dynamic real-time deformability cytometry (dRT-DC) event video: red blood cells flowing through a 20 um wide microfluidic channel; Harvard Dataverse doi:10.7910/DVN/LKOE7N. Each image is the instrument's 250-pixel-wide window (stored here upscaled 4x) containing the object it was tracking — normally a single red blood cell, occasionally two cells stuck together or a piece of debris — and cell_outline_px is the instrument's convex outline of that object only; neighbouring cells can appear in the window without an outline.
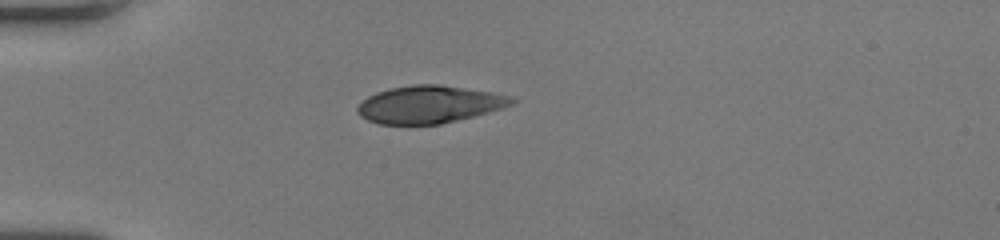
{"species": "human", "species_latin": "Homo sapiens", "temperature_condition": "room temperature", "stored_images_in_passage": 37, "camera_frame_rate_fps": 3000, "um_per_image_px": 0.085, "donor": {"sex": "female"}, "frame": {"image": 1, "passage_image": 1, "time_ms": 0.0, "image_size_px": [1000, 240], "cell_outline_px": [[516, 100], [512, 104], [504, 108], [440, 124], [380, 124], [368, 120], [360, 116], [356, 112], [356, 108], [368, 96], [376, 92], [388, 88], [412, 84], [440, 84], [492, 92], [512, 96]], "centroid_in_image_um": [36.48, 8.86], "position_along_channel_um": 48.5, "area_um2": 33.7}}
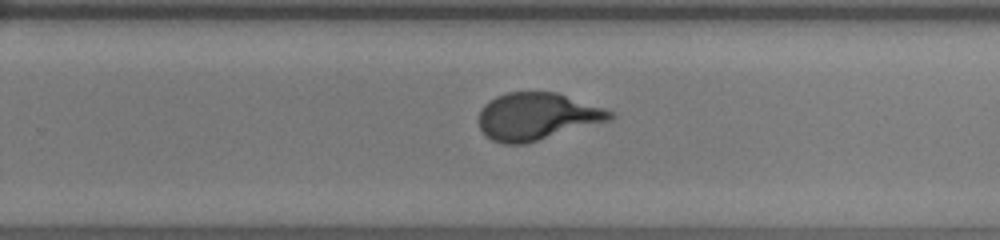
{"frame": {"image": 2, "passage_image": 20, "time_ms": 6.333, "image_size_px": [1000, 240], "cell_outline_px": [[616, 116], [612, 120], [524, 144], [504, 144], [492, 140], [480, 128], [480, 108], [488, 100], [496, 96], [508, 92], [556, 92], [616, 112]], "centroid_in_image_um": [45.67, 9.89], "position_along_channel_um": 284.1, "area_um2": 36.13}}
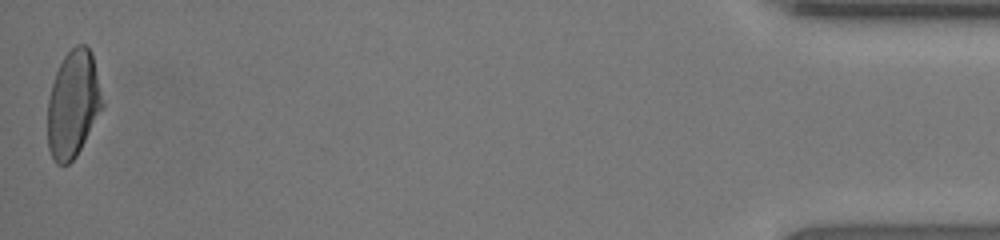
{"frame": {"image": 3, "passage_image": 37, "time_ms": 12.0, "image_size_px": [1000, 240], "cell_outline_px": [[104, 108], [76, 156], [68, 164], [56, 164], [52, 160], [48, 148], [48, 100], [52, 84], [56, 72], [64, 56], [76, 44], [84, 44], [92, 52], [104, 104]], "centroid_in_image_um": [6.22, 8.87], "position_along_channel_um": 429.0, "area_um2": 34.28}, "authors_computed_cell_mechanics": {"area_um2": 36.2984, "velocity_mm_per_s": 4.1103, "shape_relaxation_time_tau1_ms": 5.3659, "shape_relaxation_time_tau2_ms": null, "deformation_change_tau1": 0.2182, "deformation_change_tau2": null}}